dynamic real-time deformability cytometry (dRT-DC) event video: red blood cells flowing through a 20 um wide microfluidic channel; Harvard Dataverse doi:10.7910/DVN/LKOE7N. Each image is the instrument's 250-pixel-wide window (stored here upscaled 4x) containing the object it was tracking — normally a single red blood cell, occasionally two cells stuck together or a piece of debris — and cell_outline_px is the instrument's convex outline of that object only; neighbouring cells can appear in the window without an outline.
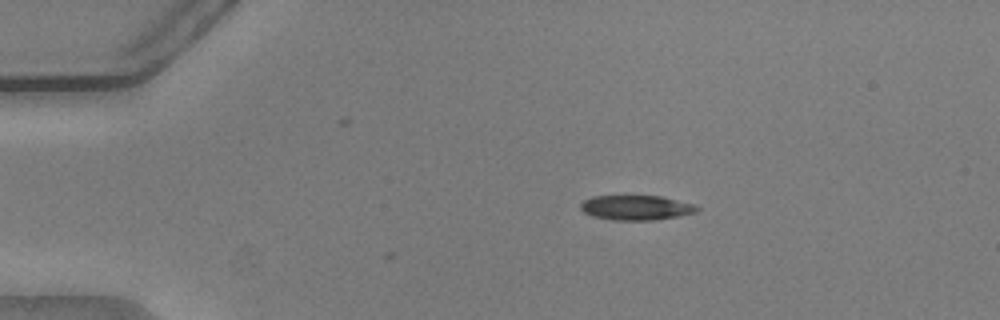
{"species": "common noctule bat (a hibernating species)", "species_latin": "Nyctalus noctula", "temperature_condition": "warm", "stored_images_in_passage": 3, "camera_frame_rate_fps": 3000, "um_per_image_px": 0.085, "animal": {"sex": "male", "body_mass_g": 20.5, "forearm_length_mm": 52.5}, "frame": {"image": 1, "passage_image": 1, "time_ms": 0.0, "image_size_px": [1000, 320], "cell_outline_px": [[700, 208], [696, 212], [680, 216], [656, 220], [616, 220], [592, 216], [584, 212], [580, 208], [580, 204], [584, 200], [592, 196], [660, 196], [696, 204]], "centroid_in_image_um": [54.1, 17.65], "position_along_channel_um": 30.9, "area_um2": 16.88}}